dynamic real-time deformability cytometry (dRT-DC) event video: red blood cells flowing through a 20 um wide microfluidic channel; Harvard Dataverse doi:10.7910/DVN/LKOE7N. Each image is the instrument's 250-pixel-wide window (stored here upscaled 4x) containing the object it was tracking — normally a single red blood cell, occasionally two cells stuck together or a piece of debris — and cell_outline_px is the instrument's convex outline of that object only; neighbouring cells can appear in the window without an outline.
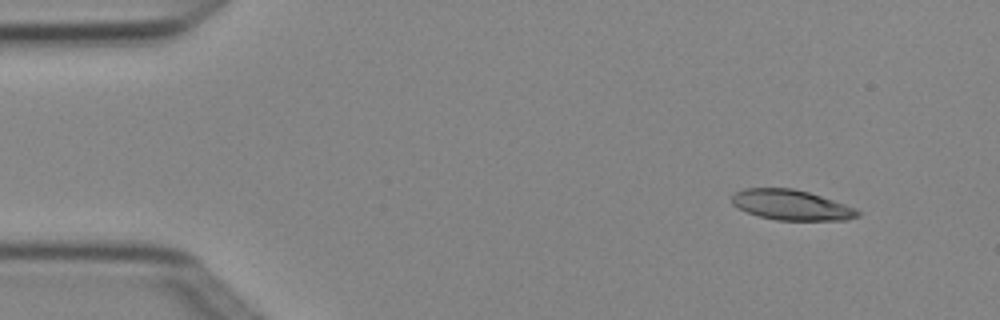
{"species": "Egyptian fruit bat (a non-hibernating species)", "species_latin": "Rousettus aegyptiacus", "temperature_condition": "cold", "stored_images_in_passage": 6, "camera_frame_rate_fps": 3000, "um_per_image_px": 0.085, "animal": {"sex": "female"}, "frame": {"image": 1, "passage_image": 2, "time_ms": 0.333, "image_size_px": [1000, 320], "cell_outline_px": [[860, 216], [844, 220], [776, 220], [760, 216], [748, 212], [732, 204], [732, 196], [736, 192], [744, 188], [792, 188], [808, 192], [856, 208], [860, 212]], "centroid_in_image_um": [67.27, 17.42], "position_along_channel_um": 17.7, "area_um2": 21.91}}
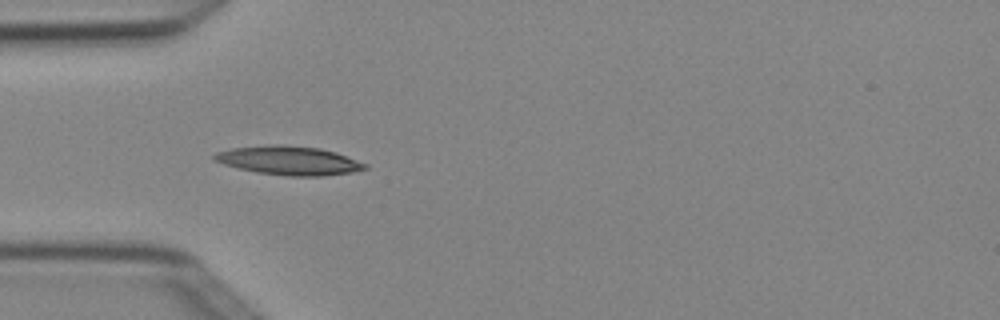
{"frame": {"image": 2, "passage_image": 5, "time_ms": 1.333, "image_size_px": [1000, 320], "cell_outline_px": [[368, 168], [352, 172], [324, 176], [288, 176], [256, 172], [224, 164], [212, 160], [212, 156], [216, 152], [232, 148], [268, 144], [280, 144], [320, 148], [336, 152], [368, 164]], "centroid_in_image_um": [24.56, 13.64], "position_along_channel_um": 60.4, "area_um2": 25.43}}
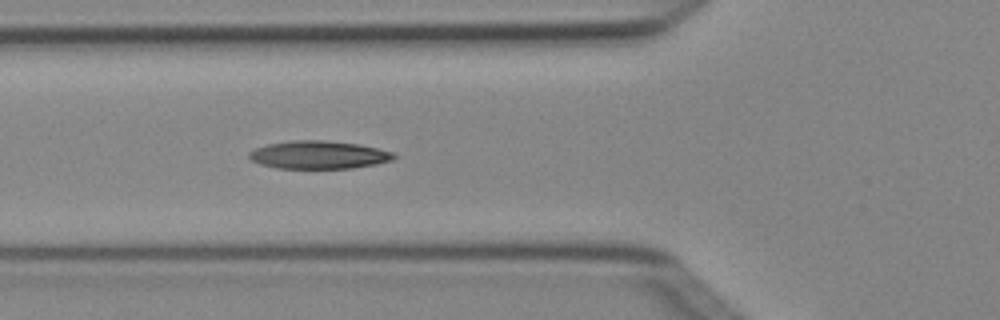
{"frame": {"image": 3, "passage_image": 6, "time_ms": 1.667, "image_size_px": [1000, 320], "cell_outline_px": [[396, 156], [392, 160], [376, 164], [352, 168], [276, 168], [260, 164], [252, 160], [248, 156], [248, 152], [256, 148], [268, 144], [288, 140], [324, 140], [360, 144], [392, 152]], "centroid_in_image_um": [27.06, 13.15], "position_along_channel_um": 98.7, "area_um2": 23.58}}